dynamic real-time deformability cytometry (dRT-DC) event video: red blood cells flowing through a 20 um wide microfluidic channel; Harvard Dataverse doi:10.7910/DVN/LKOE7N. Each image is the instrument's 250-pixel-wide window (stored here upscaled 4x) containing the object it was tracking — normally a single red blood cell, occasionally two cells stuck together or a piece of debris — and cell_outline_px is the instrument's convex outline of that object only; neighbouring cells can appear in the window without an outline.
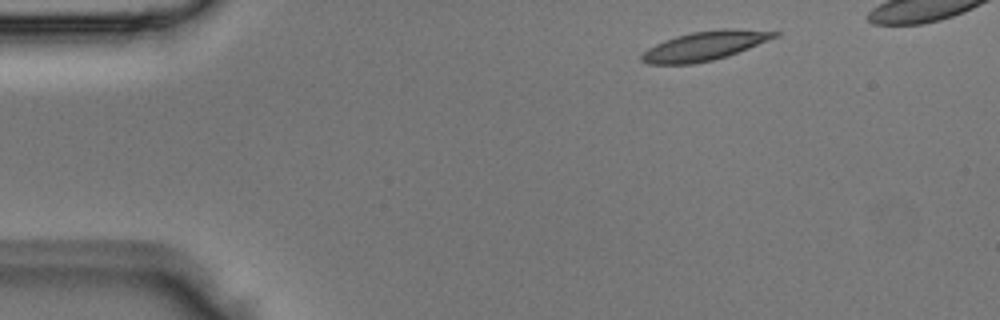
{"species": "Egyptian fruit bat (a non-hibernating species)", "species_latin": "Rousettus aegyptiacus", "temperature_condition": "room temperature", "stored_images_in_passage": 3, "camera_frame_rate_fps": 3000, "um_per_image_px": 0.085, "animal": {"sex": "male"}, "frame": {"image": 1, "passage_image": 1, "time_ms": 0.0, "image_size_px": [1000, 320], "cell_outline_px": [[780, 36], [728, 56], [712, 60], [692, 64], [648, 64], [640, 60], [640, 56], [648, 48], [664, 40], [676, 36], [692, 32], [724, 28], [736, 28], [780, 32]], "centroid_in_image_um": [59.92, 3.89], "position_along_channel_um": 25.1, "area_um2": 22.66}}